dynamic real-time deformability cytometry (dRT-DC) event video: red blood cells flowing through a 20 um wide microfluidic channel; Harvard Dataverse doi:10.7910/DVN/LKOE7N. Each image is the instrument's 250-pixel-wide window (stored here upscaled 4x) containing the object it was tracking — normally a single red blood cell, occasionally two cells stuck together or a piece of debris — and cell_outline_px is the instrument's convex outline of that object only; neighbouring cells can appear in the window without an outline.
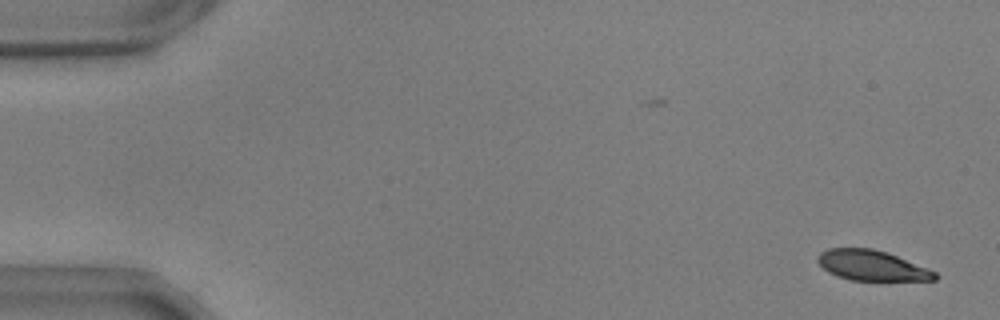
{"species": "common noctule bat (a hibernating species)", "species_latin": "Nyctalus noctula", "temperature_condition": "warm", "stored_images_in_passage": 55, "camera_frame_rate_fps": 3000, "um_per_image_px": 0.085, "animal": {"sex": "male", "body_mass_g": 17.9, "forearm_length_mm": 54.2}, "frame": {"image": 1, "passage_image": 2, "time_ms": 0.333, "image_size_px": [1000, 320], "cell_outline_px": [[940, 276], [936, 280], [888, 284], [852, 280], [836, 276], [828, 272], [816, 260], [816, 256], [820, 252], [828, 248], [872, 248], [896, 256], [936, 272]], "centroid_in_image_um": [74.16, 22.64], "position_along_channel_um": 10.8, "area_um2": 21.68}}
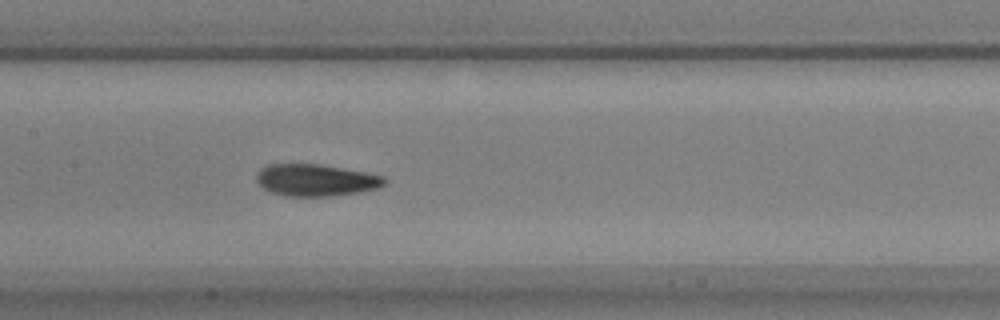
{"frame": {"image": 2, "passage_image": 27, "time_ms": 8.667, "image_size_px": [1000, 320], "cell_outline_px": [[388, 180], [380, 188], [360, 192], [332, 196], [288, 196], [272, 192], [264, 188], [256, 180], [256, 176], [260, 168], [268, 164], [320, 164], [344, 168], [384, 176]], "centroid_in_image_um": [26.88, 15.31], "position_along_channel_um": 180.5, "area_um2": 23.87}}
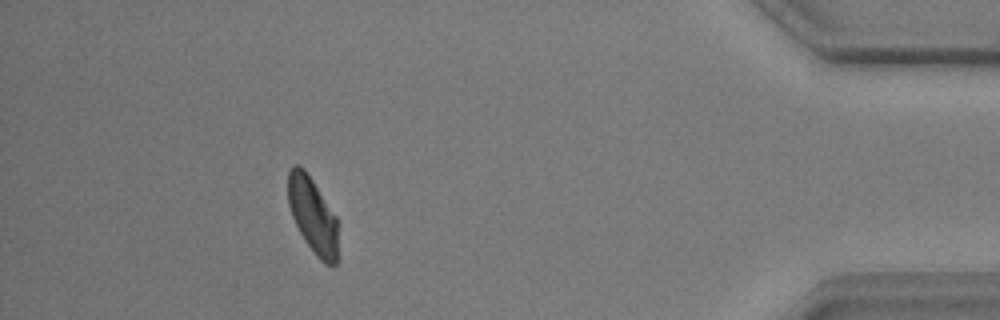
{"frame": {"image": 3, "passage_image": 50, "time_ms": 16.333, "image_size_px": [1000, 320], "cell_outline_px": [[340, 256], [336, 264], [332, 268], [324, 264], [316, 256], [304, 240], [292, 216], [288, 204], [288, 172], [292, 164], [300, 164], [304, 168], [336, 216]], "centroid_in_image_um": [26.62, 18.37], "position_along_channel_um": 408.6, "area_um2": 22.6}, "authors_computed_cell_mechanics": {"area_um2": 23.2934, "velocity_mm_per_s": 3.6348, "shape_relaxation_time_tau1_ms": 3.4051, "shape_relaxation_time_tau2_ms": 1.7908, "deformation_change_tau1": 0.1289, "deformation_change_tau2": 0.0587}}